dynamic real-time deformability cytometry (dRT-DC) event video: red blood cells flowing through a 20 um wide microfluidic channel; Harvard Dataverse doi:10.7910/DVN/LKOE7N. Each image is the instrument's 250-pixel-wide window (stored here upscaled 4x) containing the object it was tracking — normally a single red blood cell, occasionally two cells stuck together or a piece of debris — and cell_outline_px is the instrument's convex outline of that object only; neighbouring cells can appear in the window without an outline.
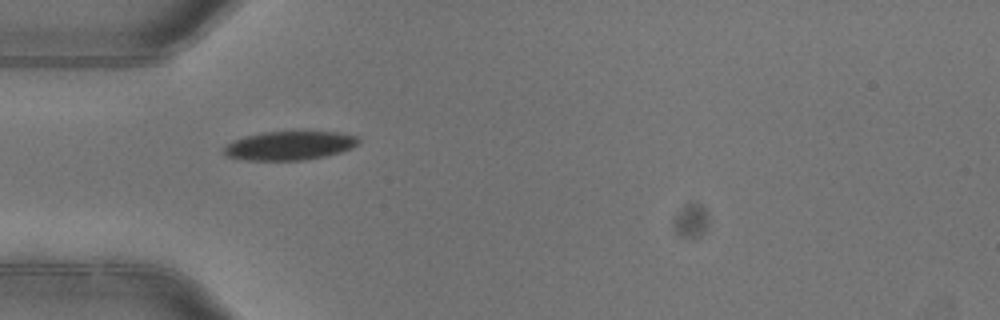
{"species": "common noctule bat (a hibernating species)", "species_latin": "Nyctalus noctula", "temperature_condition": "warm", "stored_images_in_passage": 1, "camera_frame_rate_fps": 3000, "um_per_image_px": 0.085, "animal": {"sex": "female"}, "frame": {"image": 1, "passage_image": 1, "time_ms": 0.0, "image_size_px": [1000, 320], "cell_outline_px": [[360, 140], [352, 148], [340, 152], [324, 156], [304, 160], [248, 160], [228, 156], [224, 152], [224, 148], [232, 140], [244, 136], [264, 132], [292, 128], [336, 132], [360, 136]], "centroid_in_image_um": [24.66, 12.31], "position_along_channel_um": 60.3, "area_um2": 23.47}}